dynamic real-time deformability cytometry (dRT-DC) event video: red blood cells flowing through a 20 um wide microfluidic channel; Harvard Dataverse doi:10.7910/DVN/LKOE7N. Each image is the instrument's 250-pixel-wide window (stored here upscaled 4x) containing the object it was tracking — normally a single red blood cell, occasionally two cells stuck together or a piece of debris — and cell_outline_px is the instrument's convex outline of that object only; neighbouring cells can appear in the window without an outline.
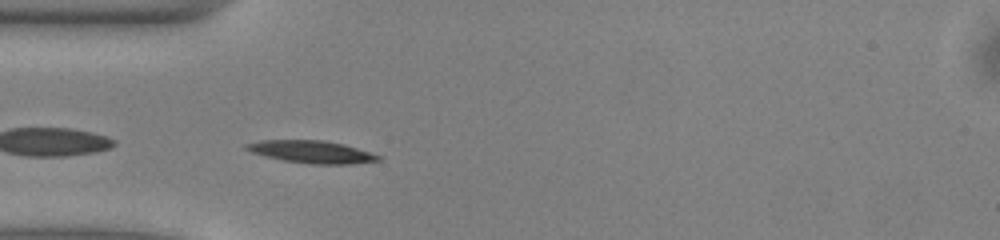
{"species": "common noctule bat (a hibernating species)", "species_latin": "Nyctalus noctula", "temperature_condition": "warm", "stored_images_in_passage": 38, "camera_frame_rate_fps": 3000, "um_per_image_px": 0.085, "animal": {"sex": "male", "body_mass_g": 13.0, "forearm_length_mm": 53.1}, "frame": {"image": 1, "passage_image": 2, "time_ms": 0.333, "image_size_px": [1000, 240], "cell_outline_px": [[380, 160], [352, 164], [312, 164], [284, 160], [264, 156], [252, 152], [244, 148], [244, 144], [260, 140], [324, 140], [344, 144], [380, 156]], "centroid_in_image_um": [26.44, 12.9], "position_along_channel_um": 58.6, "area_um2": 17.11}}
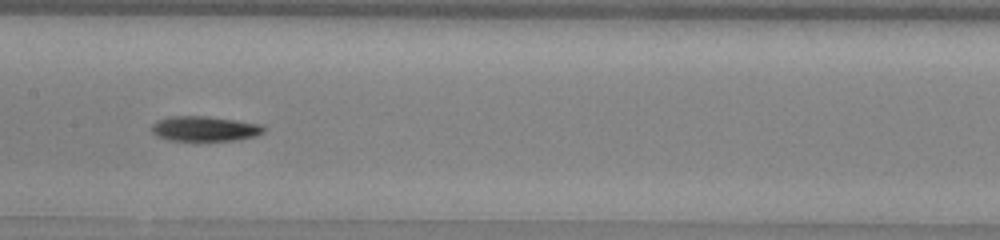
{"frame": {"image": 2, "passage_image": 12, "time_ms": 3.667, "image_size_px": [1000, 240], "cell_outline_px": [[268, 128], [264, 132], [256, 136], [240, 140], [168, 140], [156, 136], [152, 132], [152, 124], [156, 120], [168, 116], [208, 116], [264, 124]], "centroid_in_image_um": [17.44, 10.93], "position_along_channel_um": 190.0, "area_um2": 16.65}}
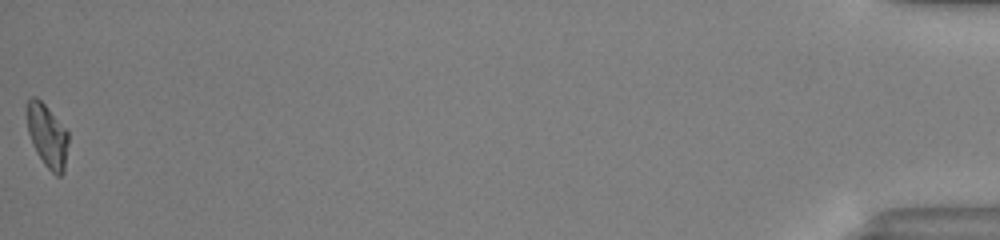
{"frame": {"image": 3, "passage_image": 38, "time_ms": 12.333, "image_size_px": [1000, 240], "cell_outline_px": [[68, 144], [64, 172], [60, 176], [56, 176], [44, 164], [36, 152], [32, 144], [28, 132], [28, 100], [32, 96], [36, 96], [44, 104], [68, 132]], "centroid_in_image_um": [4.03, 11.58], "position_along_channel_um": 431.2, "area_um2": 14.97}, "authors_computed_cell_mechanics": {"area_um2": 15.8083, "velocity_mm_per_s": 4.0201, "shape_relaxation_time_tau1_ms": 2.5815, "shape_relaxation_time_tau2_ms": 10.4057, "deformation_change_tau1": 0.1359, "deformation_change_tau2": 0.1727}}